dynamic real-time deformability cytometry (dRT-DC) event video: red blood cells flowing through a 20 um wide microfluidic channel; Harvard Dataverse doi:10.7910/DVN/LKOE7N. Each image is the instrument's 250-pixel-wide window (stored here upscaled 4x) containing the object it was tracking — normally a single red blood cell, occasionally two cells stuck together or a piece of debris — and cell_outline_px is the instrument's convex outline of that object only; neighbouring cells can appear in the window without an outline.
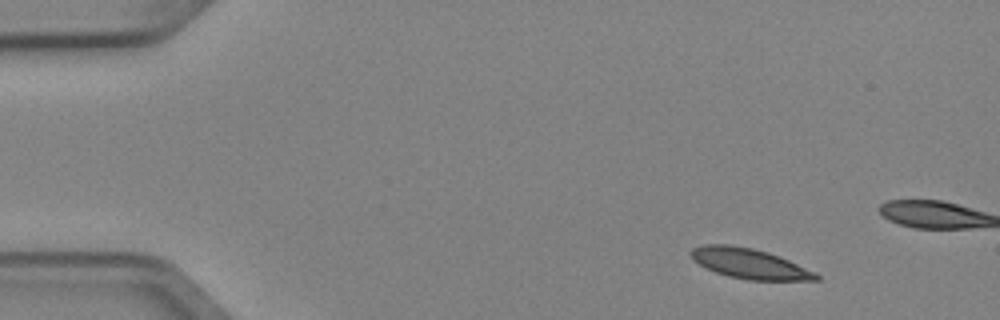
{"species": "Egyptian fruit bat (a non-hibernating species)", "species_latin": "Rousettus aegyptiacus", "temperature_condition": "cold", "stored_images_in_passage": 4, "camera_frame_rate_fps": 3000, "um_per_image_px": 0.085, "animal": {"sex": "female"}, "frame": {"image": 1, "passage_image": 1, "time_ms": 0.0, "image_size_px": [1000, 320], "cell_outline_px": [[820, 280], [748, 280], [728, 276], [716, 272], [692, 260], [688, 252], [692, 248], [704, 244], [728, 244], [752, 248], [768, 252], [780, 256], [816, 272], [820, 276]], "centroid_in_image_um": [63.7, 22.39], "position_along_channel_um": 21.3, "area_um2": 22.08}}